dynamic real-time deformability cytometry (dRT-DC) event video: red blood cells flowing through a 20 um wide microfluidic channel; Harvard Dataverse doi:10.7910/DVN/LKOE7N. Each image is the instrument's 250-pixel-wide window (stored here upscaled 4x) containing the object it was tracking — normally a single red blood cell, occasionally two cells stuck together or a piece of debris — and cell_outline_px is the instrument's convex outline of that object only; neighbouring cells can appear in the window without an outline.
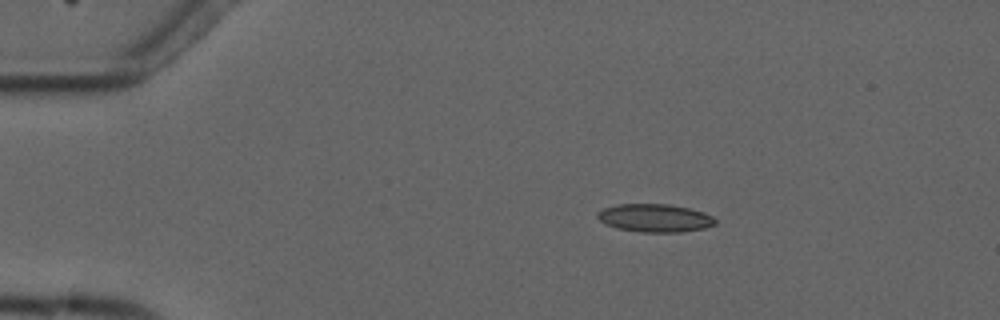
{"species": "common noctule bat (a hibernating species)", "species_latin": "Nyctalus noctula", "temperature_condition": "cold", "stored_images_in_passage": 8, "camera_frame_rate_fps": 3000, "um_per_image_px": 0.085, "animal": {"sex": "male", "forearm_length_mm": 52.5}, "frame": {"image": 1, "passage_image": 3, "time_ms": 2.333, "image_size_px": [1000, 320], "cell_outline_px": [[716, 224], [704, 228], [680, 232], [640, 232], [616, 228], [604, 224], [596, 216], [596, 212], [604, 208], [616, 204], [668, 204], [688, 208], [704, 212], [712, 216], [716, 220]], "centroid_in_image_um": [55.63, 18.53], "position_along_channel_um": 29.4, "area_um2": 19.36}}
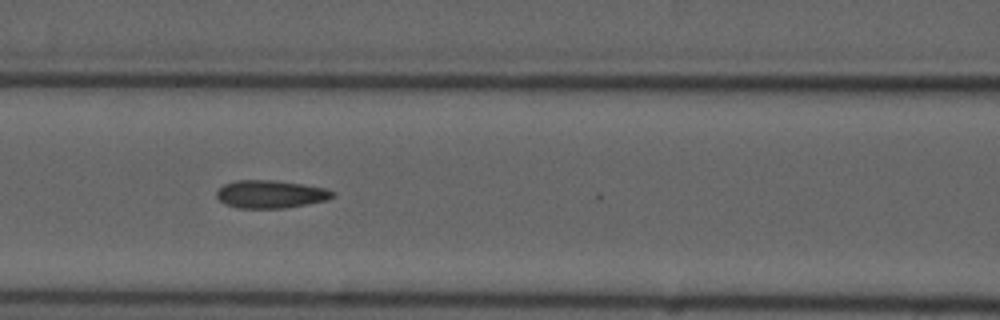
{"frame": {"image": 2, "passage_image": 7, "time_ms": 7.0, "image_size_px": [1000, 320], "cell_outline_px": [[336, 196], [328, 200], [308, 204], [284, 208], [240, 208], [224, 204], [216, 196], [216, 192], [224, 184], [236, 180], [272, 180], [300, 184], [324, 188], [336, 192]], "centroid_in_image_um": [23.02, 16.51], "position_along_channel_um": 143.6, "area_um2": 18.84}}
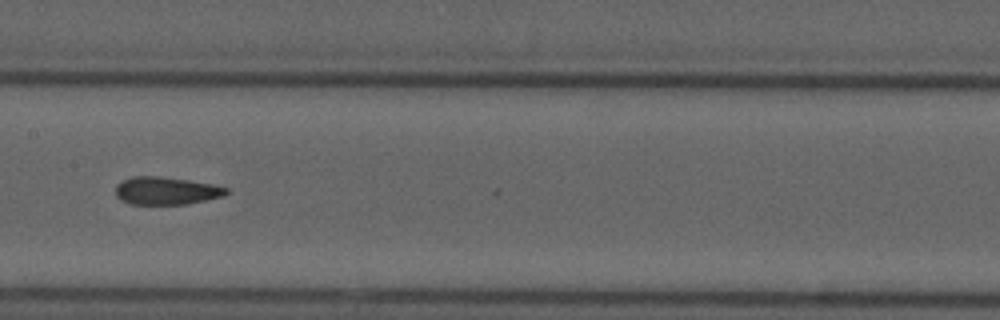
{"frame": {"image": 3, "passage_image": 8, "time_ms": 8.333, "image_size_px": [1000, 320], "cell_outline_px": [[228, 192], [224, 196], [188, 204], [128, 204], [120, 200], [116, 196], [116, 184], [132, 176], [160, 176], [188, 180], [212, 184], [228, 188]], "centroid_in_image_um": [14.11, 16.22], "position_along_channel_um": 193.3, "area_um2": 17.98}}